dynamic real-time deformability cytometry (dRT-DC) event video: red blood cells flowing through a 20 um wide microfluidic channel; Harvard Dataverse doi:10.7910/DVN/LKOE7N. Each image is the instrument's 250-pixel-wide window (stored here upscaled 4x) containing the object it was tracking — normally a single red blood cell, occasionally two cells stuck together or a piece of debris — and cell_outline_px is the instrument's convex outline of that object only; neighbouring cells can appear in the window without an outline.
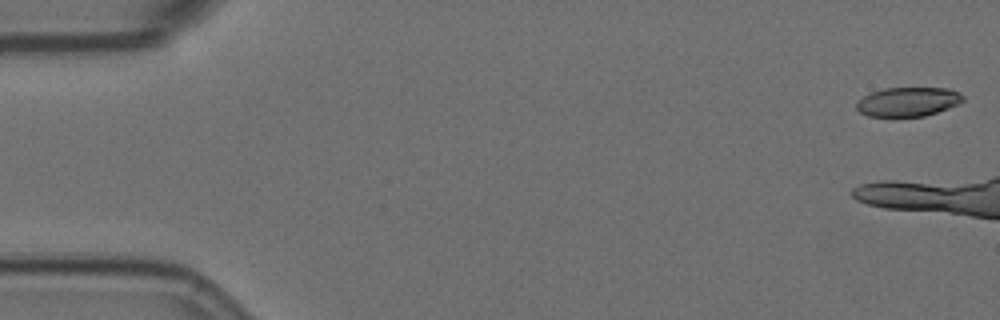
{"species": "Egyptian fruit bat (a non-hibernating species)", "species_latin": "Rousettus aegyptiacus", "temperature_condition": "room temperature", "stored_images_in_passage": 6, "camera_frame_rate_fps": 3000, "um_per_image_px": 0.085, "animal": {"sex": "female"}, "frame": {"image": 1, "passage_image": 1, "time_ms": 0.0, "image_size_px": [1000, 320], "cell_outline_px": [[964, 100], [948, 108], [924, 116], [868, 116], [860, 112], [856, 108], [856, 104], [864, 96], [872, 92], [884, 88], [948, 88], [960, 92], [964, 96]], "centroid_in_image_um": [77.19, 8.64], "position_along_channel_um": 7.8, "area_um2": 17.92}}